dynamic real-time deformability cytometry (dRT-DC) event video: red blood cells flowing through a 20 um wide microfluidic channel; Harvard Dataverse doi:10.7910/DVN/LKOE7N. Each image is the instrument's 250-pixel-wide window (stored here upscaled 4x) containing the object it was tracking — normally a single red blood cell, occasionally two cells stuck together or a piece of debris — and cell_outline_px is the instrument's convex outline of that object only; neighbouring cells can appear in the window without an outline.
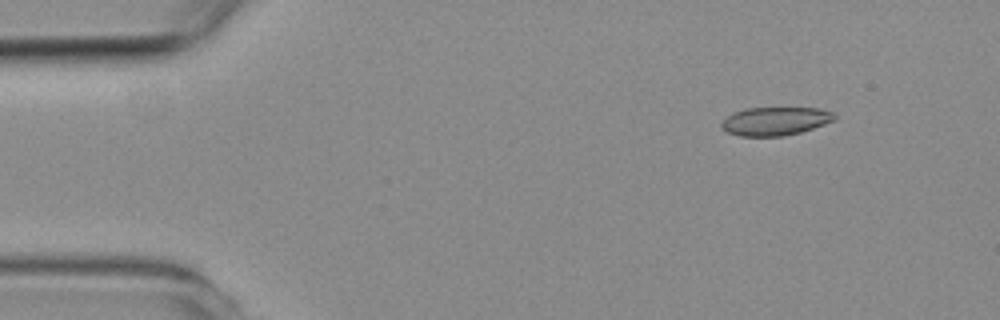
{"species": "common noctule bat (a hibernating species)", "species_latin": "Nyctalus noctula", "temperature_condition": "room temperature", "stored_images_in_passage": 5, "camera_frame_rate_fps": 3000, "um_per_image_px": 0.085, "animal": {"sex": "female", "body_mass_g": 19.3, "forearm_length_mm": 54.1}, "frame": {"image": 1, "passage_image": 2, "time_ms": 1.0, "image_size_px": [1000, 320], "cell_outline_px": [[836, 120], [800, 132], [784, 136], [740, 136], [728, 132], [720, 124], [732, 112], [748, 108], [820, 108], [832, 112], [836, 116]], "centroid_in_image_um": [65.92, 10.29], "position_along_channel_um": 19.1, "area_um2": 18.55}}